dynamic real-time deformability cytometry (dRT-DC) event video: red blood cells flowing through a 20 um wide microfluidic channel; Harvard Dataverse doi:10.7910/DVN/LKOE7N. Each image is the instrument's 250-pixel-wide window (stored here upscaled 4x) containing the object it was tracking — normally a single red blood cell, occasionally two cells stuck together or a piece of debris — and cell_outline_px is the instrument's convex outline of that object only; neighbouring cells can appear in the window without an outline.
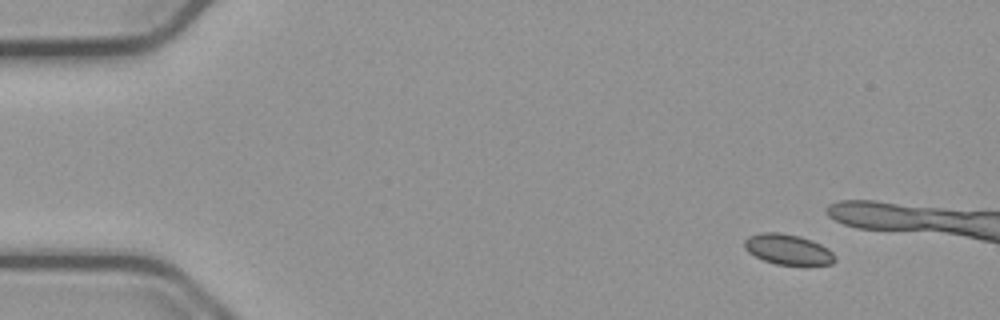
{"species": "common noctule bat (a hibernating species)", "species_latin": "Nyctalus noctula", "temperature_condition": "cold", "stored_images_in_passage": 12, "camera_frame_rate_fps": 3000, "um_per_image_px": 0.085, "animal": {"sex": "male", "body_mass_g": 23.1, "forearm_length_mm": 52.7}, "frame": {"image": 1, "passage_image": 1, "time_ms": 0.0, "image_size_px": [1000, 320], "cell_outline_px": [[836, 260], [832, 264], [776, 264], [764, 260], [748, 252], [744, 248], [744, 240], [748, 236], [760, 232], [780, 232], [800, 236], [812, 240], [828, 248], [836, 256]], "centroid_in_image_um": [66.96, 21.18], "position_along_channel_um": 18.0, "area_um2": 16.01}}